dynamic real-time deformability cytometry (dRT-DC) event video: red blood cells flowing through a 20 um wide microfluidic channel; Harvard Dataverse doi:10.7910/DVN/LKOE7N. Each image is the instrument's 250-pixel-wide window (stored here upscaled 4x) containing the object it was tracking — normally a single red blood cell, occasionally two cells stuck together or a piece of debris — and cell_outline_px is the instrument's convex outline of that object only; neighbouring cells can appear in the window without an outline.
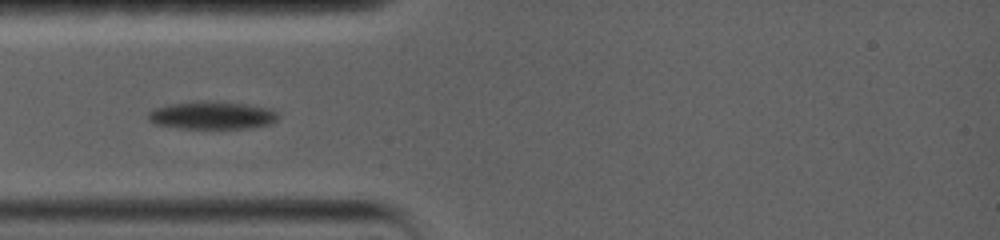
{"species": "common noctule bat (a hibernating species)", "species_latin": "Nyctalus noctula", "temperature_condition": "warm", "stored_images_in_passage": 23, "camera_frame_rate_fps": 5000, "um_per_image_px": 0.085, "animal": {"sex": "female", "body_mass_g": 19.0, "forearm_length_mm": 56.7}, "frame": {"image": 1, "passage_image": 2, "time_ms": 1.0, "image_size_px": [1000, 240], "cell_outline_px": [[280, 116], [272, 124], [252, 128], [176, 128], [156, 124], [148, 120], [148, 112], [156, 108], [168, 104], [200, 100], [208, 100], [248, 104], [272, 108]], "centroid_in_image_um": [18.06, 9.79], "position_along_channel_um": 66.9, "area_um2": 21.44}}
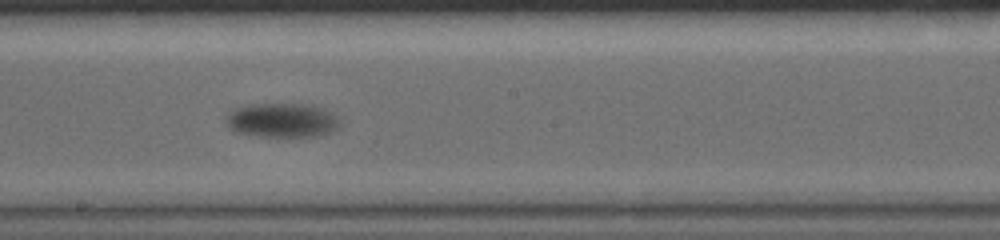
{"frame": {"image": 2, "passage_image": 10, "time_ms": 6.0, "image_size_px": [1000, 240], "cell_outline_px": [[340, 124], [336, 128], [328, 132], [316, 136], [260, 136], [236, 132], [228, 128], [224, 120], [224, 116], [232, 108], [252, 104], [312, 104], [324, 108], [340, 116]], "centroid_in_image_um": [23.94, 10.2], "position_along_channel_um": 224.3, "area_um2": 23.12}}
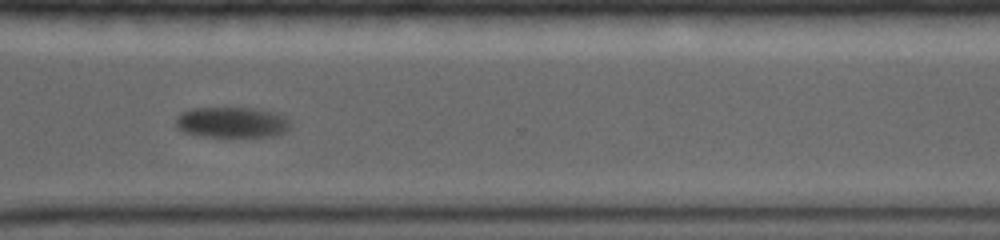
{"frame": {"image": 3, "passage_image": 19, "time_ms": 10.0, "image_size_px": [1000, 240], "cell_outline_px": [[292, 124], [284, 132], [276, 136], [204, 136], [184, 132], [176, 128], [176, 116], [180, 112], [192, 108], [260, 108], [284, 116]], "centroid_in_image_um": [19.69, 10.39], "position_along_channel_um": 350.9, "area_um2": 20.52}, "authors_computed_cell_mechanics": {"area_um2": 22.5998, "velocity_mm_per_s": 3.1504, "shape_relaxation_time_tau1_ms": 3.361, "shape_relaxation_time_tau2_ms": null, "deformation_change_tau1": 0.1373, "deformation_change_tau2": null}}